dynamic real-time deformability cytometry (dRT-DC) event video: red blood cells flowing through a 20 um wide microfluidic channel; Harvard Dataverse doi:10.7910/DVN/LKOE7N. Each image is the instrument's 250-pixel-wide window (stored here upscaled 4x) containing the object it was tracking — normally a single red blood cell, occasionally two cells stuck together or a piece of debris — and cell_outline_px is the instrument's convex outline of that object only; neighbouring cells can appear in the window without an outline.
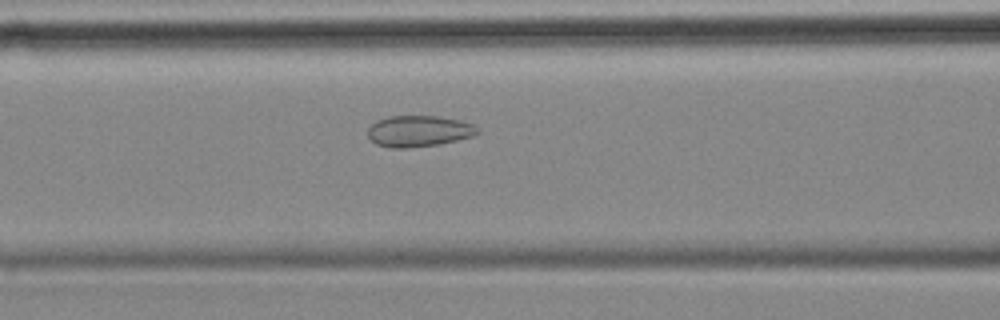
{"species": "common noctule bat (a hibernating species)", "species_latin": "Nyctalus noctula", "temperature_condition": "cold", "stored_images_in_passage": 39, "camera_frame_rate_fps": 3000, "um_per_image_px": 0.085, "animal": {"sex": "female", "body_mass_g": 18.4}, "frame": {"image": 1, "passage_image": 10, "time_ms": 3.0, "image_size_px": [1000, 320], "cell_outline_px": [[480, 132], [472, 136], [440, 144], [404, 148], [392, 148], [376, 144], [368, 136], [368, 128], [376, 120], [388, 116], [436, 116], [460, 120], [472, 124]], "centroid_in_image_um": [35.57, 11.14], "position_along_channel_um": 131.0, "area_um2": 19.83}}
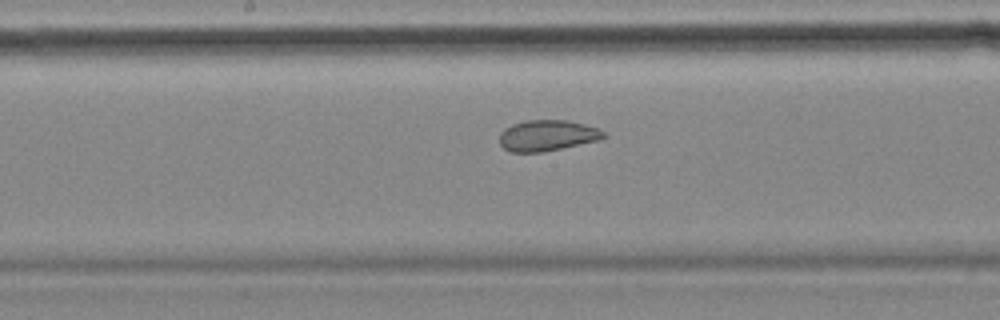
{"frame": {"image": 2, "passage_image": 16, "time_ms": 5.0, "image_size_px": [1000, 320], "cell_outline_px": [[608, 136], [600, 140], [544, 152], [512, 152], [504, 148], [500, 144], [500, 132], [504, 128], [512, 124], [524, 120], [568, 120], [584, 124], [596, 128], [604, 132]], "centroid_in_image_um": [46.52, 11.51], "position_along_channel_um": 201.7, "area_um2": 18.9}}
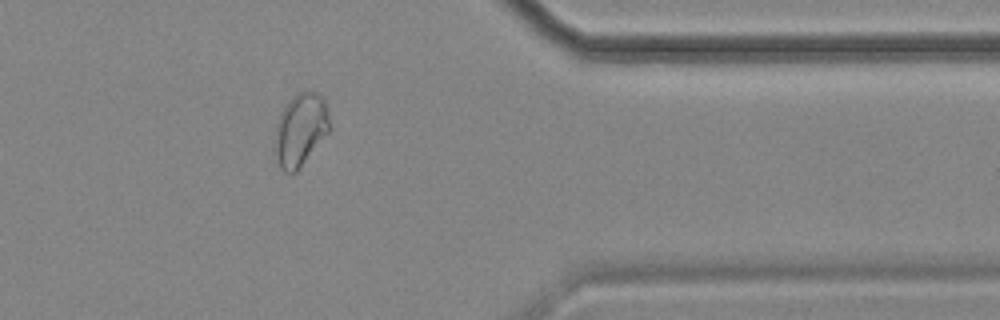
{"frame": {"image": 3, "passage_image": 33, "time_ms": 10.667, "image_size_px": [1000, 320], "cell_outline_px": [[332, 128], [296, 172], [284, 172], [280, 168], [276, 156], [272, 140], [276, 124], [280, 112], [288, 100], [292, 96], [308, 88], [316, 92], [324, 100]], "centroid_in_image_um": [25.51, 11.0], "position_along_channel_um": 385.9, "area_um2": 23.64}, "authors_computed_cell_mechanics": {"area_um2": 19.8832, "velocity_mm_per_s": 3.5401, "shape_relaxation_time_tau1_ms": null, "shape_relaxation_time_tau2_ms": 1.4797, "deformation_change_tau1": null, "deformation_change_tau2": 0.0718}}